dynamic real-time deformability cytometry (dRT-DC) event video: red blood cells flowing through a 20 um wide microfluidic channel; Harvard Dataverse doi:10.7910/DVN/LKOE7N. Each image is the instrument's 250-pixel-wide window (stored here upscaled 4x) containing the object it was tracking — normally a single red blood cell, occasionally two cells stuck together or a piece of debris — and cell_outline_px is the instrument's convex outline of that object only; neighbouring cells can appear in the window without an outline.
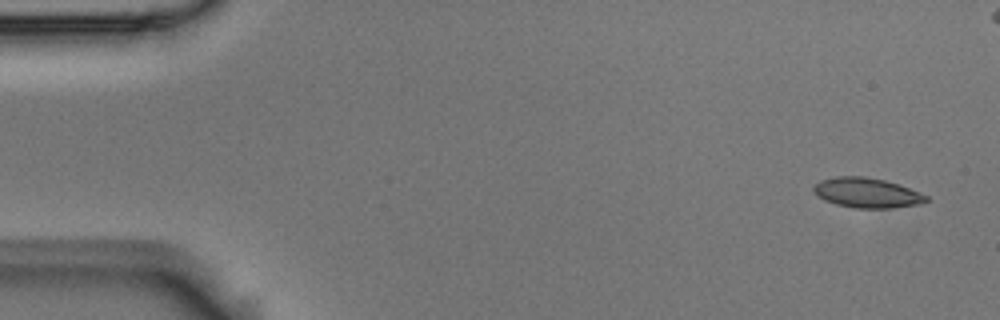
{"species": "Egyptian fruit bat (a non-hibernating species)", "species_latin": "Rousettus aegyptiacus", "temperature_condition": "room temperature", "stored_images_in_passage": 6, "camera_frame_rate_fps": 3000, "um_per_image_px": 0.085, "animal": {"sex": "male"}, "frame": {"image": 1, "passage_image": 1, "time_ms": 0.0, "image_size_px": [1000, 320], "cell_outline_px": [[928, 200], [920, 204], [892, 208], [856, 208], [836, 204], [824, 200], [812, 188], [820, 180], [836, 176], [864, 176], [884, 180], [920, 192], [928, 196]], "centroid_in_image_um": [73.7, 16.39], "position_along_channel_um": 11.3, "area_um2": 19.42}}
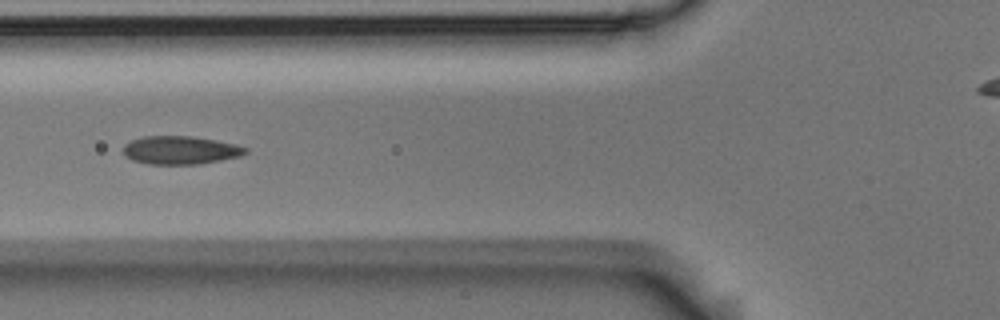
{"frame": {"image": 2, "passage_image": 6, "time_ms": 1.667, "image_size_px": [1000, 320], "cell_outline_px": [[248, 152], [240, 156], [200, 164], [148, 164], [132, 160], [124, 156], [124, 144], [132, 140], [144, 136], [188, 136], [216, 140], [236, 144], [248, 148]], "centroid_in_image_um": [15.33, 12.76], "position_along_channel_um": 110.5, "area_um2": 20.11}}